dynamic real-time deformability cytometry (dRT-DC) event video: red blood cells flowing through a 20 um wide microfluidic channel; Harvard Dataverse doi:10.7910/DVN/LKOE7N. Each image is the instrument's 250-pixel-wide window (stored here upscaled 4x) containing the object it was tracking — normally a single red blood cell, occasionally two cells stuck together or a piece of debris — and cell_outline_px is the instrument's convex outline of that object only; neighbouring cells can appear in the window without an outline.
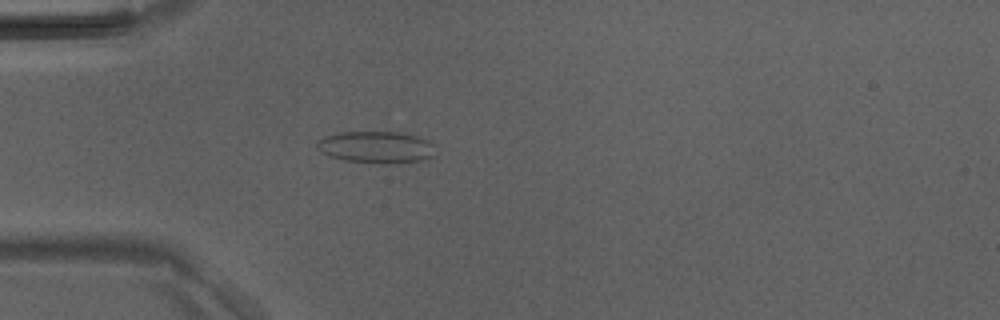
{"species": "Egyptian fruit bat (a non-hibernating species)", "species_latin": "Rousettus aegyptiacus", "temperature_condition": "room temperature", "stored_images_in_passage": 34, "camera_frame_rate_fps": 3000, "um_per_image_px": 0.085, "animal": {"sex": "male"}, "frame": {"image": 1, "passage_image": 2, "time_ms": 0.333, "image_size_px": [1000, 320], "cell_outline_px": [[436, 156], [420, 160], [392, 164], [384, 164], [344, 160], [328, 156], [320, 152], [316, 148], [316, 140], [324, 136], [340, 132], [400, 132], [416, 136], [428, 140], [432, 144]], "centroid_in_image_um": [31.94, 12.51], "position_along_channel_um": 53.1, "area_um2": 22.25}}
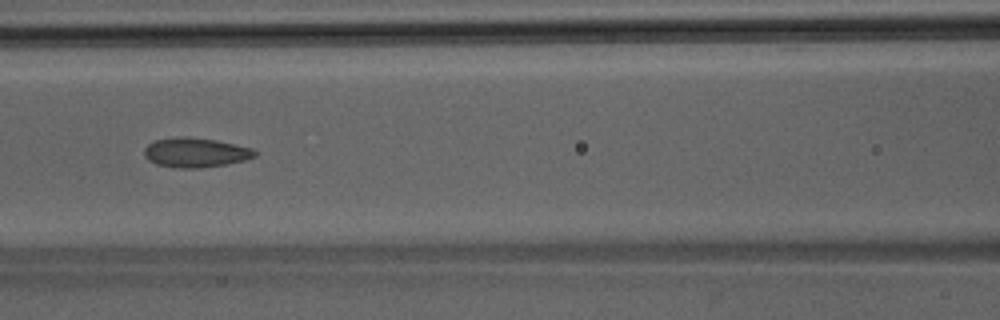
{"frame": {"image": 2, "passage_image": 9, "time_ms": 2.667, "image_size_px": [1000, 320], "cell_outline_px": [[256, 156], [244, 160], [224, 164], [200, 168], [176, 168], [156, 164], [148, 160], [144, 156], [144, 148], [148, 144], [156, 140], [176, 136], [188, 136], [216, 140], [252, 148], [256, 152]], "centroid_in_image_um": [16.58, 12.96], "position_along_channel_um": 150.0, "area_um2": 19.07}}
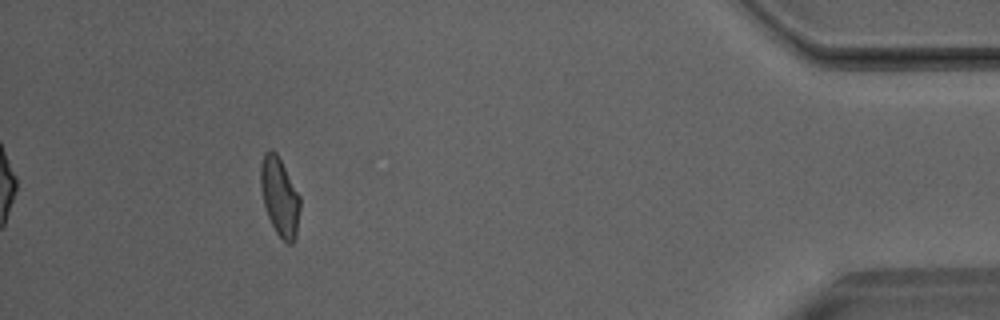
{"frame": {"image": 3, "passage_image": 30, "time_ms": 9.667, "image_size_px": [1000, 320], "cell_outline_px": [[300, 208], [296, 232], [292, 244], [288, 244], [276, 232], [268, 216], [264, 204], [260, 188], [260, 164], [264, 152], [268, 148], [272, 148], [276, 152], [300, 196]], "centroid_in_image_um": [23.75, 16.66], "position_along_channel_um": 411.5, "area_um2": 17.92}}